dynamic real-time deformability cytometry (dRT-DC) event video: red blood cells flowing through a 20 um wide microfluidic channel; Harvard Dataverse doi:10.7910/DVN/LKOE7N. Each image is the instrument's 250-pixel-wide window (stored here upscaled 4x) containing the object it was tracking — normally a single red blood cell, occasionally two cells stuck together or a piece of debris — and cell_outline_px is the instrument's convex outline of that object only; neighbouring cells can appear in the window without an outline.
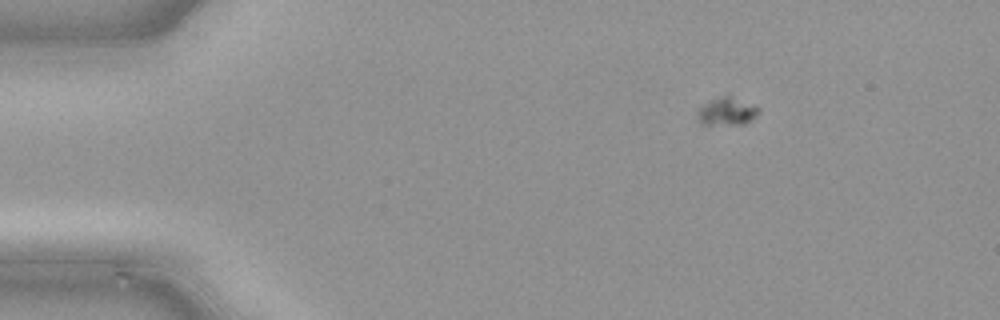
{"species": "common noctule bat (a hibernating species)", "species_latin": "Nyctalus noctula", "temperature_condition": "cold", "stored_images_in_passage": 49, "camera_frame_rate_fps": 3000, "um_per_image_px": 0.085, "animal": {"sex": "male", "body_mass_g": 21.5, "forearm_length_mm": 52.0}, "frame": {"image": 1, "passage_image": 8, "time_ms": 2.333, "image_size_px": [1000, 320], "cell_outline_px": [[760, 112], [756, 116], [744, 124], [704, 124], [700, 120], [700, 108], [704, 104], [728, 92], [756, 104], [760, 108]], "centroid_in_image_um": [61.92, 9.4], "position_along_channel_um": 23.1, "area_um2": 10.12}}
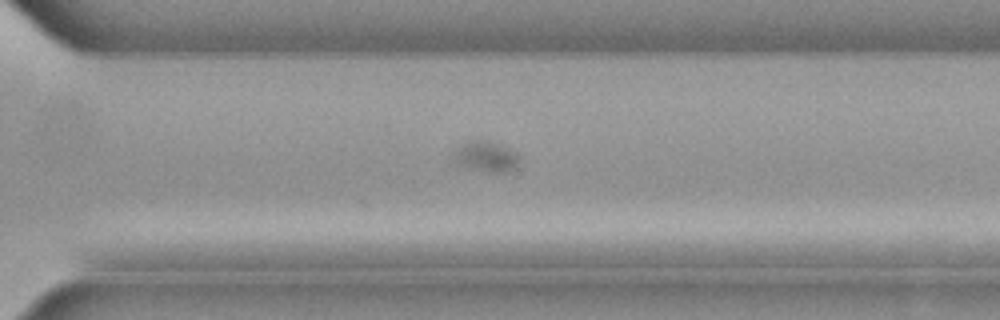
{"frame": {"image": 2, "passage_image": 35, "time_ms": 11.333, "image_size_px": [1000, 320], "cell_outline_px": [[520, 160], [512, 168], [504, 172], [500, 172], [460, 164], [456, 160], [456, 148], [472, 140], [484, 140], [512, 148], [520, 156]], "centroid_in_image_um": [41.41, 13.24], "position_along_channel_um": 329.2, "area_um2": 10.81}}